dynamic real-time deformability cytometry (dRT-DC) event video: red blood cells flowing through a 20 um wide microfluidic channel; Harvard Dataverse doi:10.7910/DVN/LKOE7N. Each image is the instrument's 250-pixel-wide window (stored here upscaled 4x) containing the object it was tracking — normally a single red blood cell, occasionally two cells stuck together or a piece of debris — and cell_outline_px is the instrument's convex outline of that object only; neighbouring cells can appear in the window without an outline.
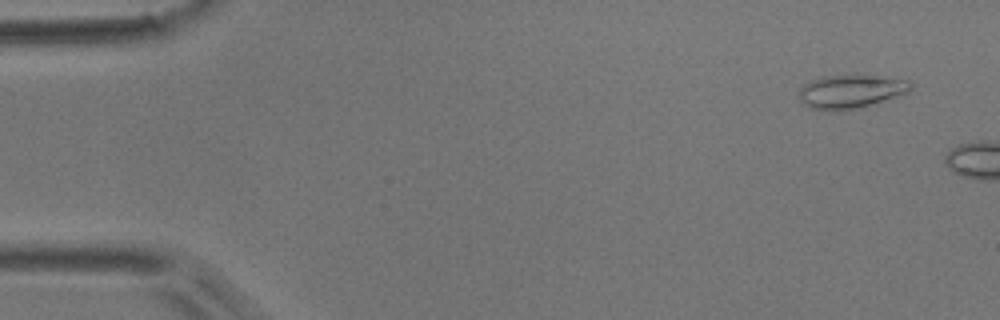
{"species": "common noctule bat (a hibernating species)", "species_latin": "Nyctalus noctula", "temperature_condition": "room temperature", "stored_images_in_passage": 2, "camera_frame_rate_fps": 3000, "um_per_image_px": 0.085, "animal": {"sex": "male", "body_mass_g": 17.9}, "frame": {"image": 1, "passage_image": 1, "time_ms": 0.0, "image_size_px": [1000, 320], "cell_outline_px": [[912, 88], [908, 92], [864, 108], [836, 112], [812, 108], [804, 104], [800, 100], [800, 88], [804, 84], [812, 80], [824, 76], [876, 76], [908, 80], [912, 84]], "centroid_in_image_um": [72.33, 7.81], "position_along_channel_um": 12.7, "area_um2": 21.85}}